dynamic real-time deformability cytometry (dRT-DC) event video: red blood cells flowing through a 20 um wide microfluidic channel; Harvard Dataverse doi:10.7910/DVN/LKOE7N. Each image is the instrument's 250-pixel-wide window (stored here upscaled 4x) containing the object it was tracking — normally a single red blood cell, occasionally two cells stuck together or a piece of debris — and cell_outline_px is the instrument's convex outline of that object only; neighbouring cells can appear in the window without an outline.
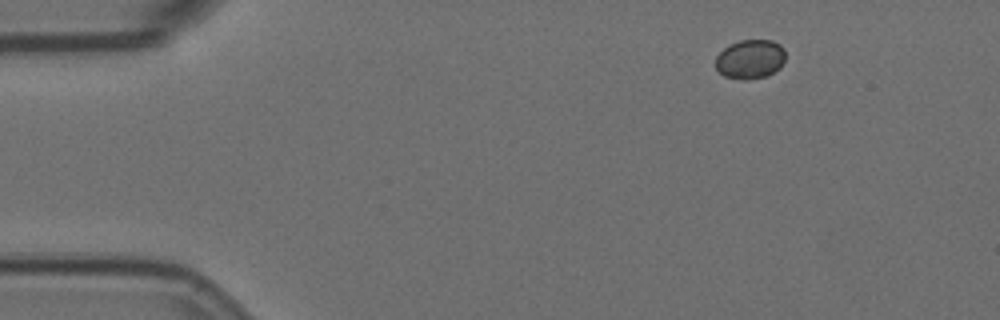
{"species": "Egyptian fruit bat (a non-hibernating species)", "species_latin": "Rousettus aegyptiacus", "temperature_condition": "room temperature", "stored_images_in_passage": 6, "camera_frame_rate_fps": 3000, "um_per_image_px": 0.085, "animal": {"sex": "female"}, "frame": {"image": 1, "passage_image": 1, "time_ms": 0.0, "image_size_px": [1000, 320], "cell_outline_px": [[784, 60], [780, 68], [764, 76], [744, 80], [740, 80], [724, 76], [716, 68], [716, 56], [724, 48], [740, 40], [772, 40], [780, 44], [784, 48]], "centroid_in_image_um": [63.76, 5.02], "position_along_channel_um": 21.2, "area_um2": 15.84}}
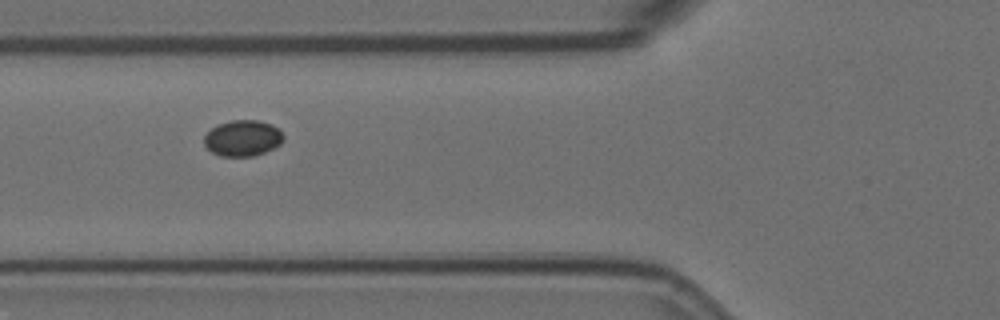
{"frame": {"image": 2, "passage_image": 5, "time_ms": 1.333, "image_size_px": [1000, 320], "cell_outline_px": [[284, 140], [280, 144], [264, 152], [252, 156], [220, 156], [212, 152], [204, 144], [204, 136], [212, 128], [220, 124], [232, 120], [256, 120], [272, 124], [280, 128], [284, 136]], "centroid_in_image_um": [20.66, 11.74], "position_along_channel_um": 105.1, "area_um2": 16.59}}
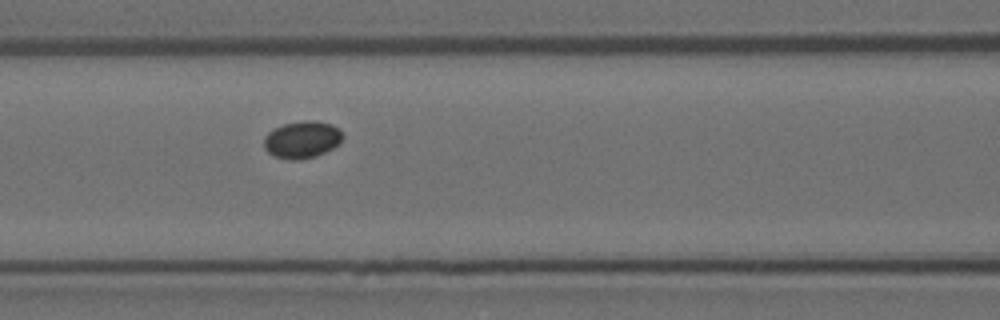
{"frame": {"image": 3, "passage_image": 6, "time_ms": 1.667, "image_size_px": [1000, 320], "cell_outline_px": [[344, 136], [340, 144], [316, 156], [300, 160], [288, 160], [276, 156], [268, 152], [264, 148], [264, 136], [268, 132], [284, 124], [304, 120], [316, 120], [332, 124], [340, 128]], "centroid_in_image_um": [25.71, 11.86], "position_along_channel_um": 140.9, "area_um2": 17.22}}